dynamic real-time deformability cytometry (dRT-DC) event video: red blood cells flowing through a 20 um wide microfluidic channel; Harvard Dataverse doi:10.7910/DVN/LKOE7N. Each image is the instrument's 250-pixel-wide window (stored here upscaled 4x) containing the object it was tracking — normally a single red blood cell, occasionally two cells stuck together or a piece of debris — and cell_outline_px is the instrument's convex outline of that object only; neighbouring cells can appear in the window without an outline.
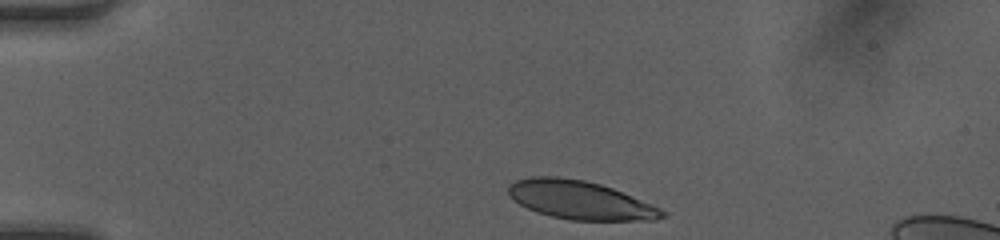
{"species": "human", "species_latin": "Homo sapiens", "temperature_condition": "room temperature", "stored_images_in_passage": 33, "camera_frame_rate_fps": 3000, "um_per_image_px": 0.085, "donor": {"sex": "female"}, "frame": {"image": 1, "passage_image": 1, "time_ms": 0.0, "image_size_px": [1000, 240], "cell_outline_px": [[668, 216], [656, 220], [572, 220], [552, 216], [536, 212], [512, 200], [508, 192], [508, 184], [516, 180], [528, 176], [556, 176], [584, 180], [600, 184], [612, 188], [660, 208], [668, 212]], "centroid_in_image_um": [49.29, 17.0], "position_along_channel_um": 35.7, "area_um2": 34.51}}
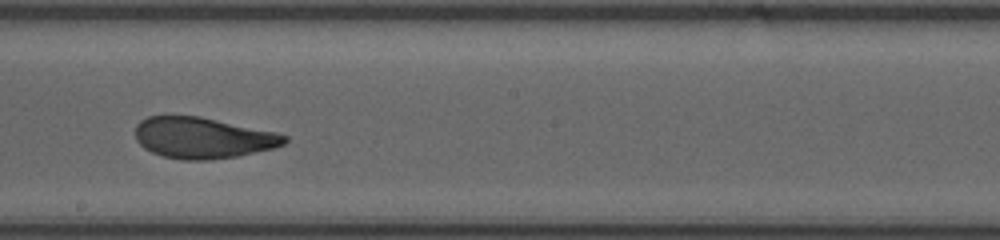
{"frame": {"image": 2, "passage_image": 19, "time_ms": 6.0, "image_size_px": [1000, 240], "cell_outline_px": [[288, 140], [284, 144], [272, 148], [236, 156], [208, 160], [184, 160], [164, 156], [152, 152], [144, 148], [136, 140], [136, 124], [140, 120], [148, 116], [200, 116], [276, 132], [288, 136]], "centroid_in_image_um": [17.22, 11.71], "position_along_channel_um": 231.0, "area_um2": 35.55}}
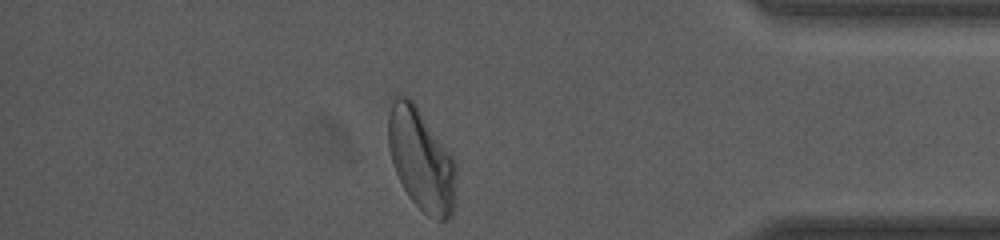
{"frame": {"image": 3, "passage_image": 33, "time_ms": 10.667, "image_size_px": [1000, 240], "cell_outline_px": [[456, 204], [452, 216], [448, 220], [436, 220], [428, 216], [408, 196], [392, 164], [388, 148], [388, 116], [392, 100], [396, 96], [408, 96], [416, 104], [452, 156], [456, 164]], "centroid_in_image_um": [35.82, 13.6], "position_along_channel_um": 399.4, "area_um2": 40.63}, "authors_computed_cell_mechanics": {"area_um2": 36.6452, "velocity_mm_per_s": 4.1895, "shape_relaxation_time_tau1_ms": 3.4977, "shape_relaxation_time_tau2_ms": 0.9131, "deformation_change_tau1": 0.1551, "deformation_change_tau2": 0.0738}}